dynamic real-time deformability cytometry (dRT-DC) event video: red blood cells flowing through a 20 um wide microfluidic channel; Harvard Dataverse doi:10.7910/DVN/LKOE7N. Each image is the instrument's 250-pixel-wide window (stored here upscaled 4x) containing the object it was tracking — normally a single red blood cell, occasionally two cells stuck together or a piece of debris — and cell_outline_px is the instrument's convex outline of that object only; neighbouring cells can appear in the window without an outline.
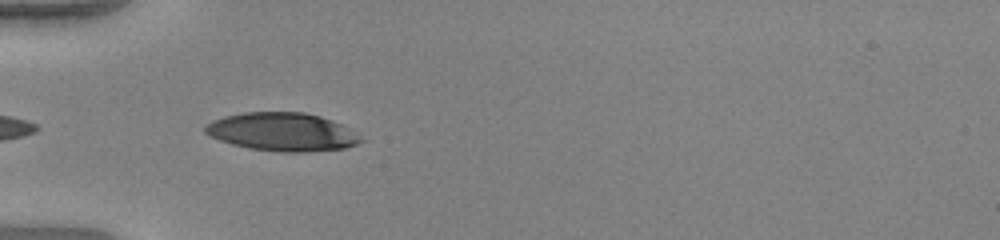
{"species": "human", "species_latin": "Homo sapiens", "temperature_condition": "warm", "stored_images_in_passage": 5, "camera_frame_rate_fps": 3000, "um_per_image_px": 0.085, "donor": {"sex": "female"}, "frame": {"image": 1, "passage_image": 2, "time_ms": 0.333, "image_size_px": [1000, 240], "cell_outline_px": [[364, 140], [356, 144], [344, 148], [308, 152], [280, 152], [248, 148], [232, 144], [220, 140], [204, 132], [204, 128], [212, 120], [224, 116], [244, 112], [304, 112], [320, 116], [332, 120], [340, 124]], "centroid_in_image_um": [23.96, 11.21], "position_along_channel_um": 61.0, "area_um2": 34.45}}
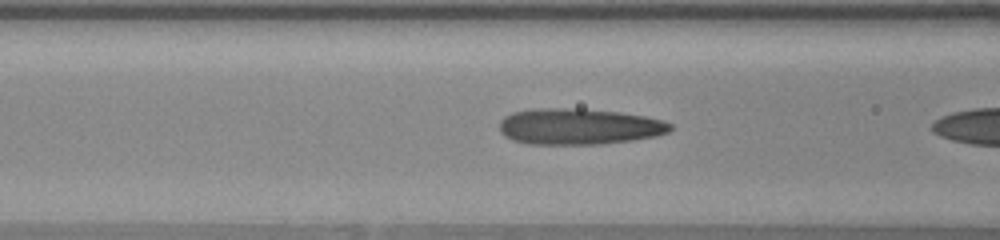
{"frame": {"image": 2, "passage_image": 4, "time_ms": 1.0, "image_size_px": [1000, 240], "cell_outline_px": [[672, 128], [668, 132], [656, 136], [632, 140], [600, 144], [528, 144], [512, 140], [504, 136], [500, 132], [500, 120], [504, 116], [512, 112], [532, 108], [580, 108], [620, 112], [644, 116], [664, 120], [672, 124]], "centroid_in_image_um": [49.19, 10.74], "position_along_channel_um": 117.4, "area_um2": 36.3}}